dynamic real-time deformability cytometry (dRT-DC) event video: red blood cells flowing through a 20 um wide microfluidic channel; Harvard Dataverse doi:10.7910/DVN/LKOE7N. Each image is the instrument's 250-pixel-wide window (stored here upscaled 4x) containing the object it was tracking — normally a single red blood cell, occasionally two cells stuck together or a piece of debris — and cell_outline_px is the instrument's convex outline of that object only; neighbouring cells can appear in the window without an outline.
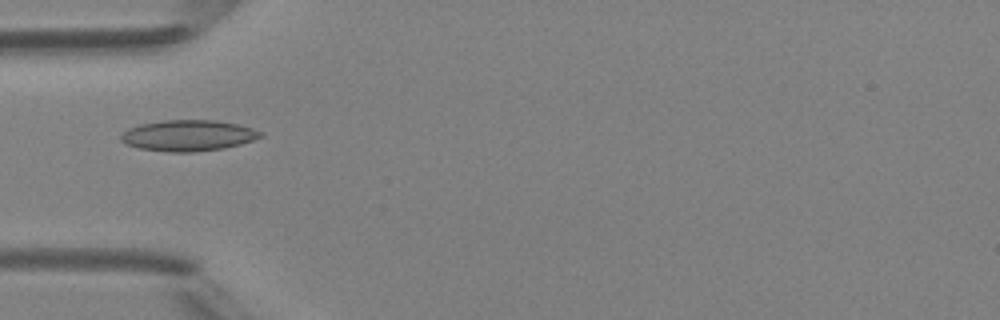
{"species": "Egyptian fruit bat (a non-hibernating species)", "species_latin": "Rousettus aegyptiacus", "temperature_condition": "room temperature", "stored_images_in_passage": 4, "camera_frame_rate_fps": 3000, "um_per_image_px": 0.085, "animal": {"sex": "female"}, "frame": {"image": 1, "passage_image": 4, "time_ms": 3.333, "image_size_px": [1000, 320], "cell_outline_px": [[264, 136], [240, 144], [224, 148], [192, 152], [168, 152], [140, 148], [124, 144], [120, 140], [120, 136], [128, 128], [140, 124], [164, 120], [212, 120], [236, 124], [252, 128], [264, 132]], "centroid_in_image_um": [15.98, 11.52], "position_along_channel_um": 69.0, "area_um2": 25.2}}